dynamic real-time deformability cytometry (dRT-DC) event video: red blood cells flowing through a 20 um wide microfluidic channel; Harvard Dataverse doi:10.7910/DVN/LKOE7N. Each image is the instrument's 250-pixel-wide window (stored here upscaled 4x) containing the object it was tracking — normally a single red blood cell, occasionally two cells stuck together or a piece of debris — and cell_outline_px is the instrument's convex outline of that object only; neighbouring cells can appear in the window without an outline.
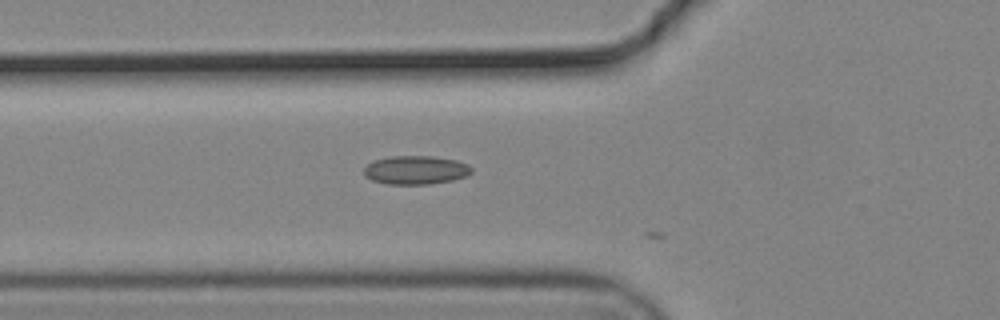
{"species": "common noctule bat (a hibernating species)", "species_latin": "Nyctalus noctula", "temperature_condition": "cold", "stored_images_in_passage": 6, "camera_frame_rate_fps": 3000, "um_per_image_px": 0.085, "animal": {"sex": "male", "body_mass_g": 19.2, "forearm_length_mm": 51.8}, "frame": {"image": 1, "passage_image": 5, "time_ms": 1.333, "image_size_px": [1000, 320], "cell_outline_px": [[472, 172], [464, 176], [452, 180], [428, 184], [388, 184], [372, 180], [364, 176], [364, 168], [372, 160], [388, 156], [432, 156], [456, 160], [468, 164], [472, 168]], "centroid_in_image_um": [35.3, 14.44], "position_along_channel_um": 90.5, "area_um2": 17.98}}